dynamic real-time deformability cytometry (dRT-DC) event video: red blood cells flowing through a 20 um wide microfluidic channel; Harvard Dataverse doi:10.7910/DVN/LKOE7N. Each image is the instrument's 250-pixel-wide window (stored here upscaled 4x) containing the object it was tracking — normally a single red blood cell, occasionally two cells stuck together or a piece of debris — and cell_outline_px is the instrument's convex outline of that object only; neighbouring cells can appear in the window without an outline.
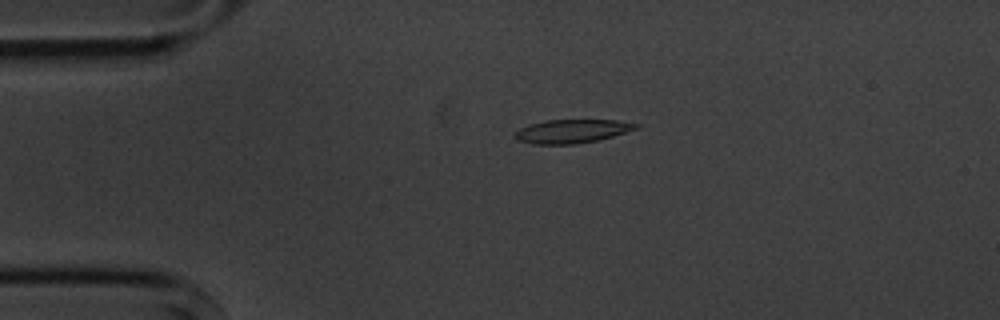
{"species": "common noctule bat (a hibernating species)", "species_latin": "Nyctalus noctula", "temperature_condition": "cold", "stored_images_in_passage": 4, "camera_frame_rate_fps": 3000, "um_per_image_px": 0.085, "animal": {"sex": "male", "body_mass_g": 20.1, "forearm_length_mm": 53.5}, "frame": {"image": 1, "passage_image": 3, "time_ms": 3.333, "image_size_px": [1000, 320], "cell_outline_px": [[640, 128], [612, 136], [596, 140], [576, 144], [532, 144], [516, 140], [512, 136], [512, 132], [528, 124], [544, 120], [616, 120], [640, 124]], "centroid_in_image_um": [48.55, 11.15], "position_along_channel_um": 36.5, "area_um2": 16.88}}